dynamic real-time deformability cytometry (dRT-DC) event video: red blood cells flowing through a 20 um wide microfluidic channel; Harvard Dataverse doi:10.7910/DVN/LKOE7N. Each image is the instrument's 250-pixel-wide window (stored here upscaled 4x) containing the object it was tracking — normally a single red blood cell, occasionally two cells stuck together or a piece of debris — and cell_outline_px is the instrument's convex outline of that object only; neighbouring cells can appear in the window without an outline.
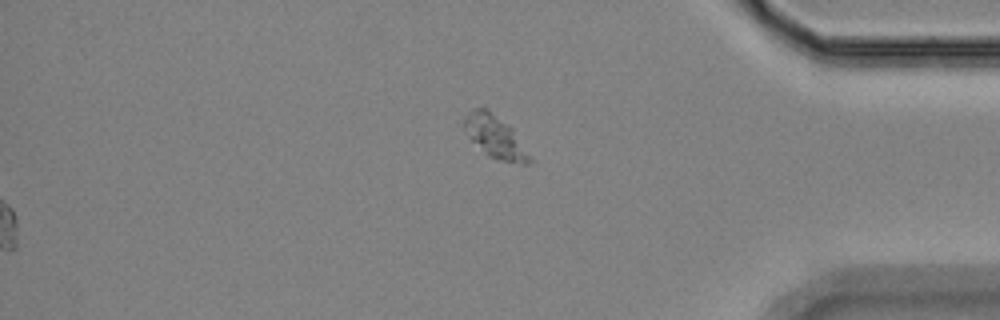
{"species": "Egyptian fruit bat (a non-hibernating species)", "species_latin": "Rousettus aegyptiacus", "temperature_condition": "room temperature", "stored_images_in_passage": 55, "segment_of_instrument_passage": [2, 2], "camera_frame_rate_fps": 3000, "um_per_image_px": 0.085, "animal": {"sex": "female"}, "frame": {"image": 1, "passage_image": 55, "time_ms": 18.0, "image_size_px": [1000, 320], "cell_outline_px": [[536, 160], [528, 164], [524, 164], [496, 160], [488, 156], [472, 140], [464, 124], [464, 116], [472, 108], [488, 108], [508, 124], [512, 128]], "centroid_in_image_um": [42.17, 11.65], "position_along_channel_um": 393.0, "area_um2": 16.42}}